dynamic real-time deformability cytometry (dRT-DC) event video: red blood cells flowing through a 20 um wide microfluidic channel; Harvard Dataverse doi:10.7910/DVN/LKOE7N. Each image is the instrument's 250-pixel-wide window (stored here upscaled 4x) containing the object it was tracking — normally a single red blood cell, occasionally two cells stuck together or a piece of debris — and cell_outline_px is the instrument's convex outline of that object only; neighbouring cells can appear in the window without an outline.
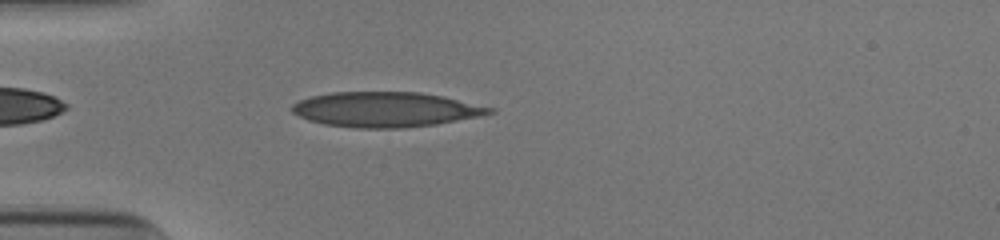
{"species": "human", "species_latin": "Homo sapiens", "temperature_condition": "cold", "stored_images_in_passage": 39, "camera_frame_rate_fps": 3000, "um_per_image_px": 0.085, "donor": {"sex": "male"}, "frame": {"image": 1, "passage_image": 3, "time_ms": 0.667, "image_size_px": [1000, 240], "cell_outline_px": [[496, 112], [480, 116], [436, 124], [404, 128], [356, 128], [324, 124], [308, 120], [292, 112], [292, 104], [300, 100], [312, 96], [332, 92], [420, 92], [444, 96], [496, 108]], "centroid_in_image_um": [32.82, 9.3], "position_along_channel_um": 52.2, "area_um2": 40.4}}
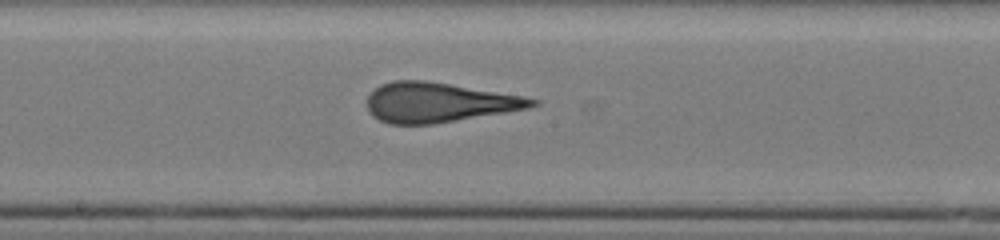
{"frame": {"image": 2, "passage_image": 16, "time_ms": 5.0, "image_size_px": [1000, 240], "cell_outline_px": [[540, 104], [528, 108], [432, 124], [388, 124], [372, 116], [368, 112], [368, 96], [380, 84], [392, 80], [424, 80], [524, 96], [540, 100]], "centroid_in_image_um": [37.27, 8.7], "position_along_channel_um": 210.9, "area_um2": 37.92}}
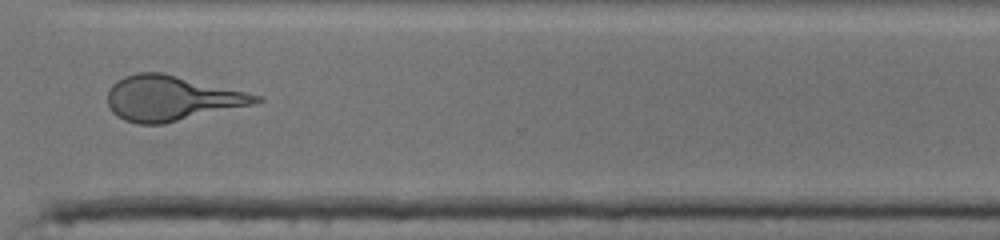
{"frame": {"image": 3, "passage_image": 27, "time_ms": 8.667, "image_size_px": [1000, 240], "cell_outline_px": [[264, 100], [252, 104], [164, 124], [136, 124], [124, 120], [116, 116], [112, 112], [108, 104], [108, 92], [112, 84], [116, 80], [124, 76], [136, 72], [164, 72], [264, 96]], "centroid_in_image_um": [14.55, 8.34], "position_along_channel_um": 356.0, "area_um2": 39.13}, "authors_computed_cell_mechanics": {"area_um2": 38.8994, "velocity_mm_per_s": 3.9527, "shape_relaxation_time_tau1_ms": 9.7039, "shape_relaxation_time_tau2_ms": 1.0299, "deformation_change_tau1": 0.3029, "deformation_change_tau2": 0.0969}}